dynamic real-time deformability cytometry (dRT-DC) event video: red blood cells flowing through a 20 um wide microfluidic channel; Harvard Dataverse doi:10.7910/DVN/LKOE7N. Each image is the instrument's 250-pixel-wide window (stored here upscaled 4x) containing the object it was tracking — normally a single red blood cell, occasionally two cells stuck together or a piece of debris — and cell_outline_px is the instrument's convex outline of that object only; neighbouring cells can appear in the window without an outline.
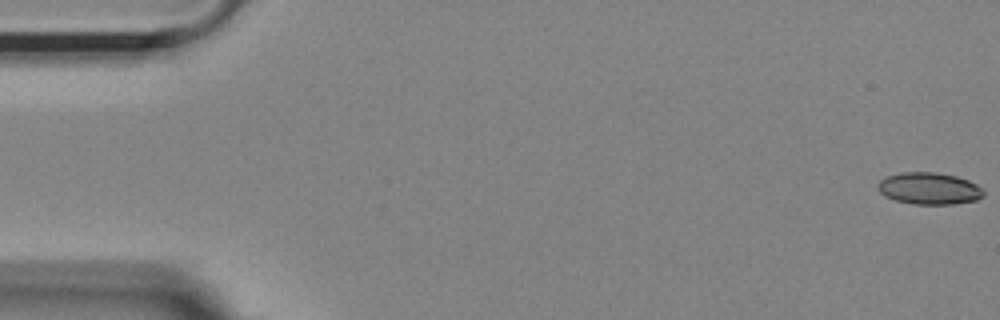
{"species": "Egyptian fruit bat (a non-hibernating species)", "species_latin": "Rousettus aegyptiacus", "temperature_condition": "room temperature", "stored_images_in_passage": 54, "camera_frame_rate_fps": 3000, "um_per_image_px": 0.085, "animal": {"sex": "female"}, "frame": {"image": 1, "passage_image": 1, "time_ms": 0.0, "image_size_px": [1000, 320], "cell_outline_px": [[984, 196], [976, 200], [952, 204], [912, 204], [896, 200], [884, 196], [876, 188], [876, 184], [880, 180], [888, 176], [900, 172], [936, 172], [956, 176], [968, 180], [984, 188]], "centroid_in_image_um": [78.97, 16.02], "position_along_channel_um": 6.0, "area_um2": 19.83}}
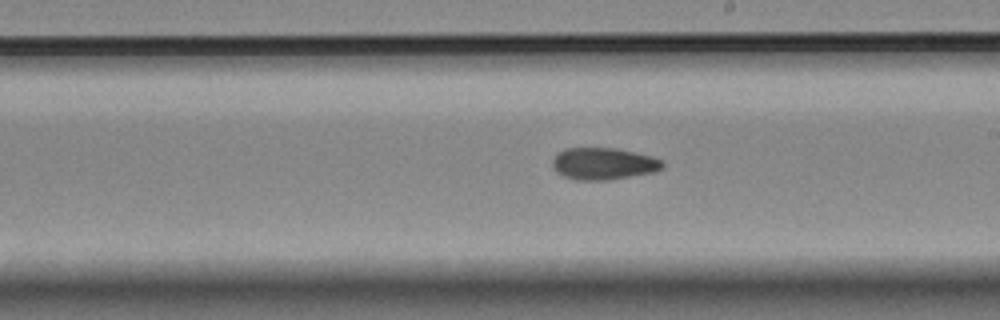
{"frame": {"image": 2, "passage_image": 31, "time_ms": 10.0, "image_size_px": [1000, 320], "cell_outline_px": [[664, 168], [652, 172], [608, 180], [576, 180], [564, 176], [556, 172], [552, 164], [552, 160], [564, 148], [616, 148], [652, 156], [664, 160]], "centroid_in_image_um": [51.31, 13.91], "position_along_channel_um": 237.7, "area_um2": 20.46}}
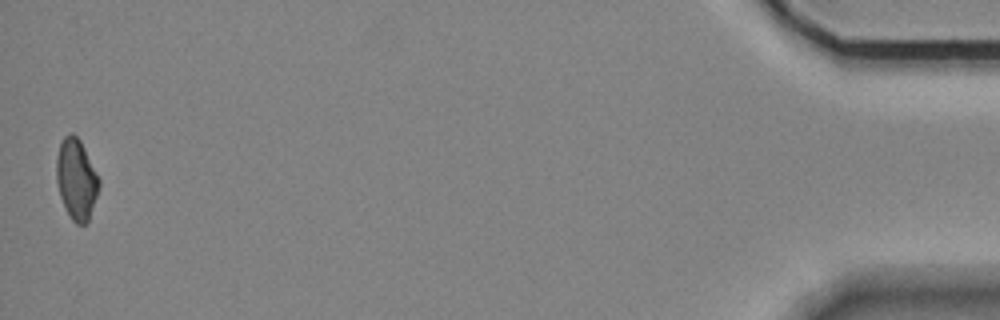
{"frame": {"image": 3, "passage_image": 54, "time_ms": 17.667, "image_size_px": [1000, 320], "cell_outline_px": [[100, 184], [88, 220], [84, 224], [76, 224], [72, 220], [60, 196], [56, 180], [56, 160], [60, 144], [64, 136], [72, 132], [80, 140], [100, 180]], "centroid_in_image_um": [6.48, 15.21], "position_along_channel_um": 428.7, "area_um2": 19.59}, "authors_computed_cell_mechanics": {"area_um2": 20.3456, "velocity_mm_per_s": 3.6937, "shape_relaxation_time_tau1_ms": 8.9367, "shape_relaxation_time_tau2_ms": 4.762, "deformation_change_tau1": 0.1377, "deformation_change_tau2": 0.1022}}